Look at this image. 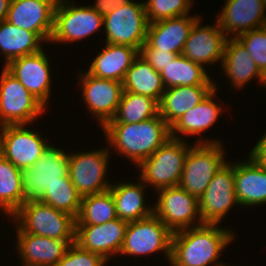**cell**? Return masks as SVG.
<instances>
[{
  "label": "cell",
  "instance_id": "42",
  "mask_svg": "<svg viewBox=\"0 0 266 266\" xmlns=\"http://www.w3.org/2000/svg\"><path fill=\"white\" fill-rule=\"evenodd\" d=\"M11 0H0V22L6 20Z\"/></svg>",
  "mask_w": 266,
  "mask_h": 266
},
{
  "label": "cell",
  "instance_id": "24",
  "mask_svg": "<svg viewBox=\"0 0 266 266\" xmlns=\"http://www.w3.org/2000/svg\"><path fill=\"white\" fill-rule=\"evenodd\" d=\"M218 83L215 88L194 108L185 112L180 119H178L170 127V136L174 139L185 140L182 135L198 136L214 125L218 117L223 112V103L220 105L216 103ZM216 96V97H215ZM182 137H181V136Z\"/></svg>",
  "mask_w": 266,
  "mask_h": 266
},
{
  "label": "cell",
  "instance_id": "13",
  "mask_svg": "<svg viewBox=\"0 0 266 266\" xmlns=\"http://www.w3.org/2000/svg\"><path fill=\"white\" fill-rule=\"evenodd\" d=\"M26 124L0 127V154L20 170L41 158L48 141Z\"/></svg>",
  "mask_w": 266,
  "mask_h": 266
},
{
  "label": "cell",
  "instance_id": "43",
  "mask_svg": "<svg viewBox=\"0 0 266 266\" xmlns=\"http://www.w3.org/2000/svg\"><path fill=\"white\" fill-rule=\"evenodd\" d=\"M263 28L266 30V18L264 20Z\"/></svg>",
  "mask_w": 266,
  "mask_h": 266
},
{
  "label": "cell",
  "instance_id": "7",
  "mask_svg": "<svg viewBox=\"0 0 266 266\" xmlns=\"http://www.w3.org/2000/svg\"><path fill=\"white\" fill-rule=\"evenodd\" d=\"M0 77V127L32 124L46 107L36 99L4 66Z\"/></svg>",
  "mask_w": 266,
  "mask_h": 266
},
{
  "label": "cell",
  "instance_id": "14",
  "mask_svg": "<svg viewBox=\"0 0 266 266\" xmlns=\"http://www.w3.org/2000/svg\"><path fill=\"white\" fill-rule=\"evenodd\" d=\"M236 205L239 203L235 192L234 163L227 161L198 199L200 218L203 223L219 224Z\"/></svg>",
  "mask_w": 266,
  "mask_h": 266
},
{
  "label": "cell",
  "instance_id": "4",
  "mask_svg": "<svg viewBox=\"0 0 266 266\" xmlns=\"http://www.w3.org/2000/svg\"><path fill=\"white\" fill-rule=\"evenodd\" d=\"M192 145L186 140L169 138L150 157L137 168L143 183L158 191L163 188L179 186L184 163Z\"/></svg>",
  "mask_w": 266,
  "mask_h": 266
},
{
  "label": "cell",
  "instance_id": "26",
  "mask_svg": "<svg viewBox=\"0 0 266 266\" xmlns=\"http://www.w3.org/2000/svg\"><path fill=\"white\" fill-rule=\"evenodd\" d=\"M139 51L128 45L106 43L86 72L90 75L123 82Z\"/></svg>",
  "mask_w": 266,
  "mask_h": 266
},
{
  "label": "cell",
  "instance_id": "11",
  "mask_svg": "<svg viewBox=\"0 0 266 266\" xmlns=\"http://www.w3.org/2000/svg\"><path fill=\"white\" fill-rule=\"evenodd\" d=\"M110 149L69 153V177L78 193L84 197L108 191L113 182L107 180Z\"/></svg>",
  "mask_w": 266,
  "mask_h": 266
},
{
  "label": "cell",
  "instance_id": "6",
  "mask_svg": "<svg viewBox=\"0 0 266 266\" xmlns=\"http://www.w3.org/2000/svg\"><path fill=\"white\" fill-rule=\"evenodd\" d=\"M88 5L76 6L71 0H58L50 43L80 42L104 27L103 16Z\"/></svg>",
  "mask_w": 266,
  "mask_h": 266
},
{
  "label": "cell",
  "instance_id": "9",
  "mask_svg": "<svg viewBox=\"0 0 266 266\" xmlns=\"http://www.w3.org/2000/svg\"><path fill=\"white\" fill-rule=\"evenodd\" d=\"M105 43L128 45L140 51L149 22L144 2L130 1L103 16Z\"/></svg>",
  "mask_w": 266,
  "mask_h": 266
},
{
  "label": "cell",
  "instance_id": "34",
  "mask_svg": "<svg viewBox=\"0 0 266 266\" xmlns=\"http://www.w3.org/2000/svg\"><path fill=\"white\" fill-rule=\"evenodd\" d=\"M116 218L114 198L108 190L82 197L75 225L104 224Z\"/></svg>",
  "mask_w": 266,
  "mask_h": 266
},
{
  "label": "cell",
  "instance_id": "38",
  "mask_svg": "<svg viewBox=\"0 0 266 266\" xmlns=\"http://www.w3.org/2000/svg\"><path fill=\"white\" fill-rule=\"evenodd\" d=\"M107 260L100 254L80 248L76 243L71 244L64 257L56 266H105Z\"/></svg>",
  "mask_w": 266,
  "mask_h": 266
},
{
  "label": "cell",
  "instance_id": "23",
  "mask_svg": "<svg viewBox=\"0 0 266 266\" xmlns=\"http://www.w3.org/2000/svg\"><path fill=\"white\" fill-rule=\"evenodd\" d=\"M229 82L234 88L241 90L244 85L252 79H257L263 84L266 83V77L260 72L255 61L250 57L247 49L241 44L237 38H227L223 60L220 66ZM241 88V89H240Z\"/></svg>",
  "mask_w": 266,
  "mask_h": 266
},
{
  "label": "cell",
  "instance_id": "3",
  "mask_svg": "<svg viewBox=\"0 0 266 266\" xmlns=\"http://www.w3.org/2000/svg\"><path fill=\"white\" fill-rule=\"evenodd\" d=\"M197 137L185 159L179 186L199 199L216 172L227 162L219 139ZM224 149V150H223Z\"/></svg>",
  "mask_w": 266,
  "mask_h": 266
},
{
  "label": "cell",
  "instance_id": "20",
  "mask_svg": "<svg viewBox=\"0 0 266 266\" xmlns=\"http://www.w3.org/2000/svg\"><path fill=\"white\" fill-rule=\"evenodd\" d=\"M16 249L21 266H56L75 240H57L23 232L17 225Z\"/></svg>",
  "mask_w": 266,
  "mask_h": 266
},
{
  "label": "cell",
  "instance_id": "44",
  "mask_svg": "<svg viewBox=\"0 0 266 266\" xmlns=\"http://www.w3.org/2000/svg\"><path fill=\"white\" fill-rule=\"evenodd\" d=\"M263 2H264V6H265V8H266V0H263Z\"/></svg>",
  "mask_w": 266,
  "mask_h": 266
},
{
  "label": "cell",
  "instance_id": "1",
  "mask_svg": "<svg viewBox=\"0 0 266 266\" xmlns=\"http://www.w3.org/2000/svg\"><path fill=\"white\" fill-rule=\"evenodd\" d=\"M233 230L203 223L176 231L171 239V266H224L218 261L225 247L234 241Z\"/></svg>",
  "mask_w": 266,
  "mask_h": 266
},
{
  "label": "cell",
  "instance_id": "35",
  "mask_svg": "<svg viewBox=\"0 0 266 266\" xmlns=\"http://www.w3.org/2000/svg\"><path fill=\"white\" fill-rule=\"evenodd\" d=\"M81 201L82 196L76 190L68 174L62 177L61 182H56L48 187L40 202L50 205L56 210L68 213L76 219Z\"/></svg>",
  "mask_w": 266,
  "mask_h": 266
},
{
  "label": "cell",
  "instance_id": "2",
  "mask_svg": "<svg viewBox=\"0 0 266 266\" xmlns=\"http://www.w3.org/2000/svg\"><path fill=\"white\" fill-rule=\"evenodd\" d=\"M108 148L139 166L171 136L170 127L158 114L138 123H106L102 128Z\"/></svg>",
  "mask_w": 266,
  "mask_h": 266
},
{
  "label": "cell",
  "instance_id": "31",
  "mask_svg": "<svg viewBox=\"0 0 266 266\" xmlns=\"http://www.w3.org/2000/svg\"><path fill=\"white\" fill-rule=\"evenodd\" d=\"M165 89L177 86L215 85L206 67L194 63L183 55H178L161 72Z\"/></svg>",
  "mask_w": 266,
  "mask_h": 266
},
{
  "label": "cell",
  "instance_id": "15",
  "mask_svg": "<svg viewBox=\"0 0 266 266\" xmlns=\"http://www.w3.org/2000/svg\"><path fill=\"white\" fill-rule=\"evenodd\" d=\"M78 76L82 100L91 116L97 119L102 128L117 112L124 91L123 83L90 75L85 70L80 71Z\"/></svg>",
  "mask_w": 266,
  "mask_h": 266
},
{
  "label": "cell",
  "instance_id": "36",
  "mask_svg": "<svg viewBox=\"0 0 266 266\" xmlns=\"http://www.w3.org/2000/svg\"><path fill=\"white\" fill-rule=\"evenodd\" d=\"M144 3L149 23L190 15V9L193 7V0H146Z\"/></svg>",
  "mask_w": 266,
  "mask_h": 266
},
{
  "label": "cell",
  "instance_id": "29",
  "mask_svg": "<svg viewBox=\"0 0 266 266\" xmlns=\"http://www.w3.org/2000/svg\"><path fill=\"white\" fill-rule=\"evenodd\" d=\"M43 41L34 33L19 28L8 21L0 22V51L4 67L19 57L39 52Z\"/></svg>",
  "mask_w": 266,
  "mask_h": 266
},
{
  "label": "cell",
  "instance_id": "39",
  "mask_svg": "<svg viewBox=\"0 0 266 266\" xmlns=\"http://www.w3.org/2000/svg\"><path fill=\"white\" fill-rule=\"evenodd\" d=\"M139 55L159 73L178 56L172 52L154 49L147 42L140 48Z\"/></svg>",
  "mask_w": 266,
  "mask_h": 266
},
{
  "label": "cell",
  "instance_id": "16",
  "mask_svg": "<svg viewBox=\"0 0 266 266\" xmlns=\"http://www.w3.org/2000/svg\"><path fill=\"white\" fill-rule=\"evenodd\" d=\"M45 52L42 49L37 53L19 57L5 68L47 108L52 95V64Z\"/></svg>",
  "mask_w": 266,
  "mask_h": 266
},
{
  "label": "cell",
  "instance_id": "10",
  "mask_svg": "<svg viewBox=\"0 0 266 266\" xmlns=\"http://www.w3.org/2000/svg\"><path fill=\"white\" fill-rule=\"evenodd\" d=\"M173 232L153 213L152 215L129 222L119 256H143L163 252L168 262L171 258ZM121 254V255H120Z\"/></svg>",
  "mask_w": 266,
  "mask_h": 266
},
{
  "label": "cell",
  "instance_id": "8",
  "mask_svg": "<svg viewBox=\"0 0 266 266\" xmlns=\"http://www.w3.org/2000/svg\"><path fill=\"white\" fill-rule=\"evenodd\" d=\"M68 170L69 152L49 144L40 159L21 170L24 203L41 201L46 189L61 182L62 177L68 175Z\"/></svg>",
  "mask_w": 266,
  "mask_h": 266
},
{
  "label": "cell",
  "instance_id": "12",
  "mask_svg": "<svg viewBox=\"0 0 266 266\" xmlns=\"http://www.w3.org/2000/svg\"><path fill=\"white\" fill-rule=\"evenodd\" d=\"M156 193L158 199L153 205V213L173 233L203 224L199 214L198 199L180 186L163 188Z\"/></svg>",
  "mask_w": 266,
  "mask_h": 266
},
{
  "label": "cell",
  "instance_id": "41",
  "mask_svg": "<svg viewBox=\"0 0 266 266\" xmlns=\"http://www.w3.org/2000/svg\"><path fill=\"white\" fill-rule=\"evenodd\" d=\"M264 133L250 151L249 156L266 170V132Z\"/></svg>",
  "mask_w": 266,
  "mask_h": 266
},
{
  "label": "cell",
  "instance_id": "30",
  "mask_svg": "<svg viewBox=\"0 0 266 266\" xmlns=\"http://www.w3.org/2000/svg\"><path fill=\"white\" fill-rule=\"evenodd\" d=\"M122 83L124 91L149 96L158 103L165 92L161 74L140 55L133 61Z\"/></svg>",
  "mask_w": 266,
  "mask_h": 266
},
{
  "label": "cell",
  "instance_id": "28",
  "mask_svg": "<svg viewBox=\"0 0 266 266\" xmlns=\"http://www.w3.org/2000/svg\"><path fill=\"white\" fill-rule=\"evenodd\" d=\"M147 186L139 178V182L112 183L109 191L115 202L116 215L126 222H134L153 214V205H146ZM145 194V195H144ZM147 206V207H146Z\"/></svg>",
  "mask_w": 266,
  "mask_h": 266
},
{
  "label": "cell",
  "instance_id": "37",
  "mask_svg": "<svg viewBox=\"0 0 266 266\" xmlns=\"http://www.w3.org/2000/svg\"><path fill=\"white\" fill-rule=\"evenodd\" d=\"M237 39L247 49L260 72L266 77V30L263 27L240 34Z\"/></svg>",
  "mask_w": 266,
  "mask_h": 266
},
{
  "label": "cell",
  "instance_id": "33",
  "mask_svg": "<svg viewBox=\"0 0 266 266\" xmlns=\"http://www.w3.org/2000/svg\"><path fill=\"white\" fill-rule=\"evenodd\" d=\"M159 114V103L141 94L123 91L117 112L107 123H138Z\"/></svg>",
  "mask_w": 266,
  "mask_h": 266
},
{
  "label": "cell",
  "instance_id": "21",
  "mask_svg": "<svg viewBox=\"0 0 266 266\" xmlns=\"http://www.w3.org/2000/svg\"><path fill=\"white\" fill-rule=\"evenodd\" d=\"M217 22L228 38L263 27L266 8L263 0H226Z\"/></svg>",
  "mask_w": 266,
  "mask_h": 266
},
{
  "label": "cell",
  "instance_id": "19",
  "mask_svg": "<svg viewBox=\"0 0 266 266\" xmlns=\"http://www.w3.org/2000/svg\"><path fill=\"white\" fill-rule=\"evenodd\" d=\"M199 19L192 27L189 37L185 42L182 55L194 63L214 65L223 60L227 36L220 28L217 21L215 25H203Z\"/></svg>",
  "mask_w": 266,
  "mask_h": 266
},
{
  "label": "cell",
  "instance_id": "27",
  "mask_svg": "<svg viewBox=\"0 0 266 266\" xmlns=\"http://www.w3.org/2000/svg\"><path fill=\"white\" fill-rule=\"evenodd\" d=\"M215 85L177 86L165 89L159 101V115L171 127L180 117L198 105Z\"/></svg>",
  "mask_w": 266,
  "mask_h": 266
},
{
  "label": "cell",
  "instance_id": "17",
  "mask_svg": "<svg viewBox=\"0 0 266 266\" xmlns=\"http://www.w3.org/2000/svg\"><path fill=\"white\" fill-rule=\"evenodd\" d=\"M58 0H11L6 21L49 43Z\"/></svg>",
  "mask_w": 266,
  "mask_h": 266
},
{
  "label": "cell",
  "instance_id": "5",
  "mask_svg": "<svg viewBox=\"0 0 266 266\" xmlns=\"http://www.w3.org/2000/svg\"><path fill=\"white\" fill-rule=\"evenodd\" d=\"M8 219H13L25 233L57 240H75L76 219L40 201L24 203Z\"/></svg>",
  "mask_w": 266,
  "mask_h": 266
},
{
  "label": "cell",
  "instance_id": "22",
  "mask_svg": "<svg viewBox=\"0 0 266 266\" xmlns=\"http://www.w3.org/2000/svg\"><path fill=\"white\" fill-rule=\"evenodd\" d=\"M201 15H184L149 23L146 42L154 49L182 55L193 25Z\"/></svg>",
  "mask_w": 266,
  "mask_h": 266
},
{
  "label": "cell",
  "instance_id": "18",
  "mask_svg": "<svg viewBox=\"0 0 266 266\" xmlns=\"http://www.w3.org/2000/svg\"><path fill=\"white\" fill-rule=\"evenodd\" d=\"M128 222L119 219L98 225H75V243L82 249L102 255L108 262L119 254Z\"/></svg>",
  "mask_w": 266,
  "mask_h": 266
},
{
  "label": "cell",
  "instance_id": "25",
  "mask_svg": "<svg viewBox=\"0 0 266 266\" xmlns=\"http://www.w3.org/2000/svg\"><path fill=\"white\" fill-rule=\"evenodd\" d=\"M234 162L235 192L239 207L266 203V170L251 156Z\"/></svg>",
  "mask_w": 266,
  "mask_h": 266
},
{
  "label": "cell",
  "instance_id": "40",
  "mask_svg": "<svg viewBox=\"0 0 266 266\" xmlns=\"http://www.w3.org/2000/svg\"><path fill=\"white\" fill-rule=\"evenodd\" d=\"M131 0H96L95 3L90 5L99 14L105 16L113 10H116L122 5H126Z\"/></svg>",
  "mask_w": 266,
  "mask_h": 266
},
{
  "label": "cell",
  "instance_id": "32",
  "mask_svg": "<svg viewBox=\"0 0 266 266\" xmlns=\"http://www.w3.org/2000/svg\"><path fill=\"white\" fill-rule=\"evenodd\" d=\"M23 204L21 170L0 154V209L11 217Z\"/></svg>",
  "mask_w": 266,
  "mask_h": 266
}]
</instances>
